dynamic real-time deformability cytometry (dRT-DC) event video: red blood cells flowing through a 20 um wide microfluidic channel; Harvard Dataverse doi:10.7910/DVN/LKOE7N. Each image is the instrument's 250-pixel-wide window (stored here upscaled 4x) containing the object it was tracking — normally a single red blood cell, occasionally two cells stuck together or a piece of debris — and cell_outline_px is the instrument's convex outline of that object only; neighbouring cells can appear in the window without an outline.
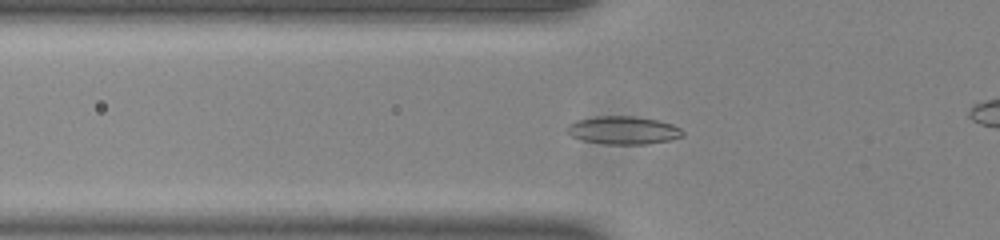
{"species": "common noctule bat (a hibernating species)", "species_latin": "Nyctalus noctula", "temperature_condition": "room temperature", "stored_images_in_passage": 55, "camera_frame_rate_fps": 3000, "um_per_image_px": 0.085, "animal": {"sex": "male", "body_mass_g": 20.0, "forearm_length_mm": 53.3}, "frame": {"image": 1, "passage_image": 20, "time_ms": 6.333, "image_size_px": [1000, 240], "cell_outline_px": [[684, 136], [668, 140], [648, 144], [604, 144], [580, 140], [564, 132], [564, 128], [568, 124], [576, 120], [596, 116], [632, 116], [656, 120], [672, 124], [680, 128], [684, 132]], "centroid_in_image_um": [52.91, 11.07], "position_along_channel_um": 72.9, "area_um2": 19.07}}
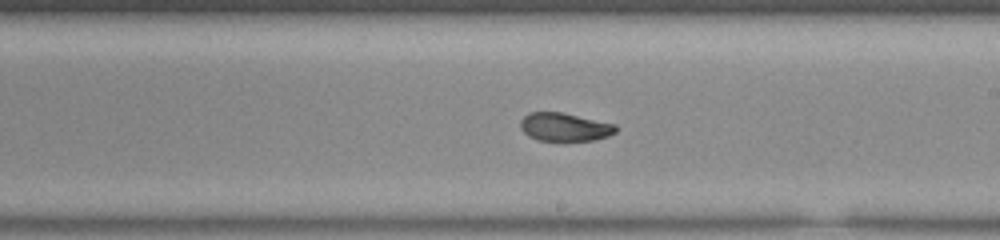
{"frame": {"image": 2, "passage_image": 33, "time_ms": 10.667, "image_size_px": [1000, 240], "cell_outline_px": [[616, 132], [608, 136], [592, 140], [536, 140], [528, 136], [520, 128], [520, 120], [528, 112], [560, 112], [616, 124]], "centroid_in_image_um": [47.96, 10.79], "position_along_channel_um": 241.0, "area_um2": 15.61}}
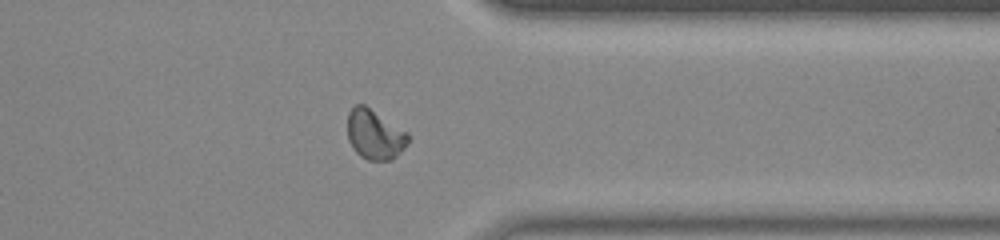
{"frame": {"image": 3, "passage_image": 44, "time_ms": 14.333, "image_size_px": [1000, 240], "cell_outline_px": [[408, 140], [404, 148], [392, 160], [368, 160], [360, 156], [352, 148], [348, 140], [348, 112], [356, 104], [364, 104], [408, 132]], "centroid_in_image_um": [31.83, 11.43], "position_along_channel_um": 379.6, "area_um2": 17.57}, "authors_computed_cell_mechanics": {"area_um2": 16.9932, "velocity_mm_per_s": 3.8813, "shape_relaxation_time_tau1_ms": null, "shape_relaxation_time_tau2_ms": 1.784, "deformation_change_tau1": null, "deformation_change_tau2": 0.0589}}